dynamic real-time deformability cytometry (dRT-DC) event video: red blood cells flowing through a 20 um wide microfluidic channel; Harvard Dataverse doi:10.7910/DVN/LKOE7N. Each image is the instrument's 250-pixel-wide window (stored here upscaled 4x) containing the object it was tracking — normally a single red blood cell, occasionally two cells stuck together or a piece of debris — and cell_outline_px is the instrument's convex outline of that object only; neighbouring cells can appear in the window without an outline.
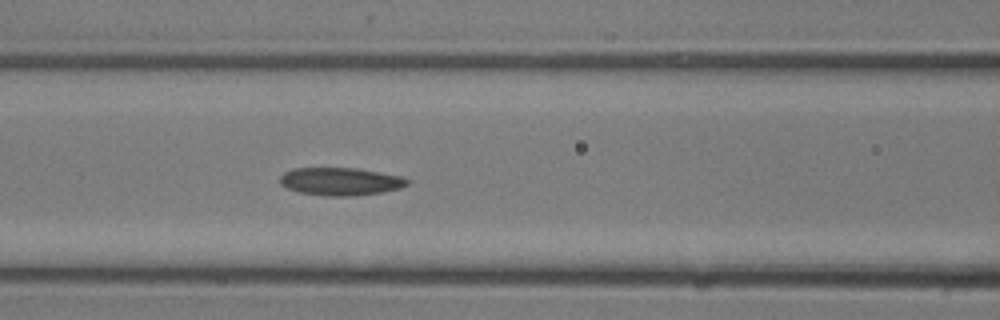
{"species": "common noctule bat (a hibernating species)", "species_latin": "Nyctalus noctula", "temperature_condition": "room temperature", "stored_images_in_passage": 11, "camera_frame_rate_fps": 3000, "um_per_image_px": 0.085, "animal": {"sex": "male", "body_mass_g": 13.3}, "frame": {"image": 1, "passage_image": 11, "time_ms": 3.333, "image_size_px": [1000, 320], "cell_outline_px": [[412, 180], [408, 184], [400, 188], [380, 192], [356, 196], [324, 196], [300, 192], [288, 188], [280, 184], [280, 176], [284, 172], [292, 168], [356, 168], [404, 176]], "centroid_in_image_um": [28.97, 15.42], "position_along_channel_um": 137.6, "area_um2": 20.81}}